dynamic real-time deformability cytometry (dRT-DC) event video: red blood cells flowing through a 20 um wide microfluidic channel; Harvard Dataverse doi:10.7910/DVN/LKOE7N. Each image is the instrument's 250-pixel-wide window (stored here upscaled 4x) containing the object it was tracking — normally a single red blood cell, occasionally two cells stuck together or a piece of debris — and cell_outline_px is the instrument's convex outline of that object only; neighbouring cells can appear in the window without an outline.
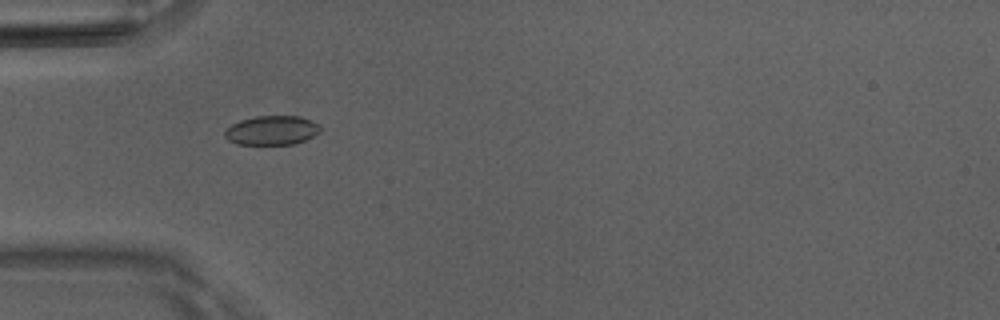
{"species": "Egyptian fruit bat (a non-hibernating species)", "species_latin": "Rousettus aegyptiacus", "temperature_condition": "room temperature", "stored_images_in_passage": 38, "camera_frame_rate_fps": 3000, "um_per_image_px": 0.085, "animal": {"sex": "male"}, "frame": {"image": 1, "passage_image": 4, "time_ms": 1.0, "image_size_px": [1000, 320], "cell_outline_px": [[320, 132], [296, 144], [236, 144], [228, 140], [224, 136], [224, 132], [232, 124], [240, 120], [256, 116], [300, 116], [320, 124]], "centroid_in_image_um": [23.1, 11.08], "position_along_channel_um": 61.9, "area_um2": 16.24}}
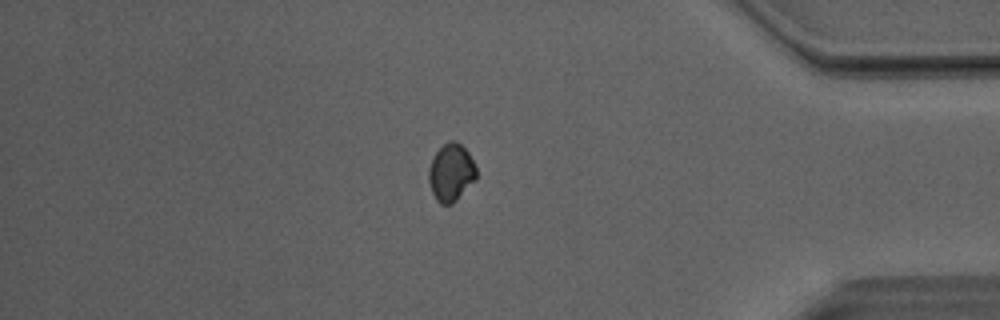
{"frame": {"image": 2, "passage_image": 31, "time_ms": 10.0, "image_size_px": [1000, 320], "cell_outline_px": [[476, 176], [456, 200], [452, 204], [440, 204], [436, 200], [432, 192], [428, 180], [428, 168], [432, 156], [448, 140], [456, 140], [468, 152], [476, 168]], "centroid_in_image_um": [38.29, 14.64], "position_along_channel_um": 396.9, "area_um2": 15.78}}
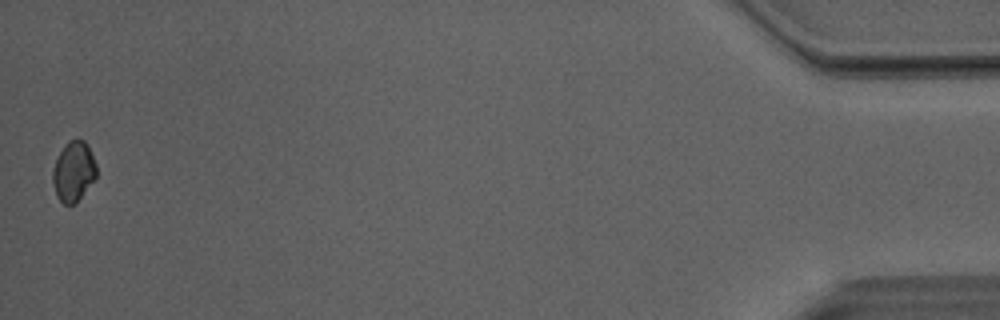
{"frame": {"image": 3, "passage_image": 38, "time_ms": 12.333, "image_size_px": [1000, 320], "cell_outline_px": [[96, 176], [80, 196], [72, 204], [64, 204], [56, 196], [52, 180], [52, 172], [56, 160], [64, 144], [68, 140], [76, 136], [84, 140], [88, 144], [96, 164]], "centroid_in_image_um": [6.24, 14.49], "position_along_channel_um": 429.0, "area_um2": 15.2}, "authors_computed_cell_mechanics": {"area_um2": 15.895, "velocity_mm_per_s": 4.0921, "shape_relaxation_time_tau1_ms": null, "shape_relaxation_time_tau2_ms": 2.939, "deformation_change_tau1": null, "deformation_change_tau2": 0.0447}}